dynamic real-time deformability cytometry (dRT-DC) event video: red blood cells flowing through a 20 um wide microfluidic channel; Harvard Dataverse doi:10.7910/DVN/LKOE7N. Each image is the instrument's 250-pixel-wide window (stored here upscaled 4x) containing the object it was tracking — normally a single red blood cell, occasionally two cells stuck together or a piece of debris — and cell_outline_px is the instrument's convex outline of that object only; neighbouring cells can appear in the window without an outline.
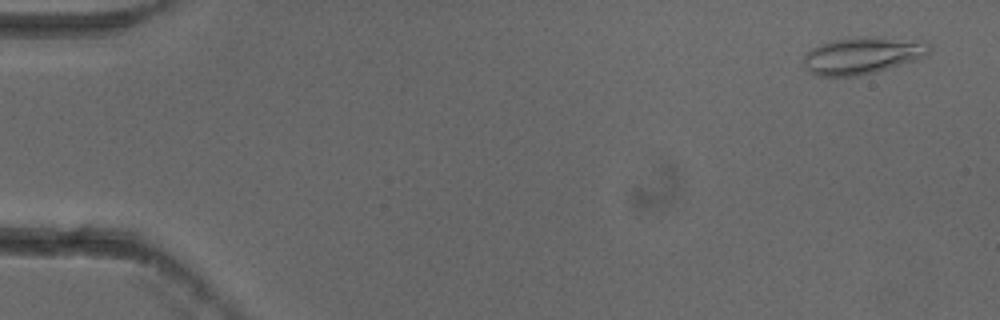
{"species": "common noctule bat (a hibernating species)", "species_latin": "Nyctalus noctula", "temperature_condition": "cold", "stored_images_in_passage": 54, "camera_frame_rate_fps": 3000, "um_per_image_px": 0.085, "animal": {"sex": "female"}, "frame": {"image": 1, "passage_image": 3, "time_ms": 0.667, "image_size_px": [1000, 320], "cell_outline_px": [[928, 52], [924, 56], [916, 60], [876, 72], [856, 76], [812, 76], [804, 64], [804, 56], [812, 48], [820, 44], [832, 40], [864, 36], [872, 36], [928, 40]], "centroid_in_image_um": [73.32, 4.71], "position_along_channel_um": 11.7, "area_um2": 27.34}}
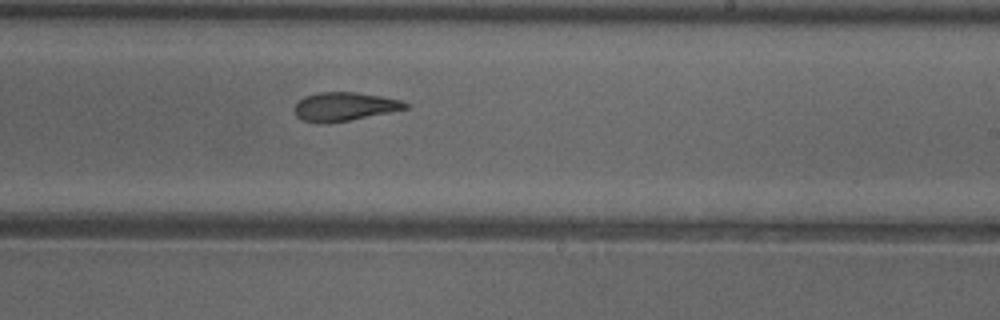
{"frame": {"image": 2, "passage_image": 33, "time_ms": 10.667, "image_size_px": [1000, 320], "cell_outline_px": [[408, 108], [328, 124], [320, 124], [300, 120], [296, 116], [292, 108], [304, 96], [320, 92], [356, 92], [380, 96], [400, 100], [408, 104]], "centroid_in_image_um": [29.19, 9.07], "position_along_channel_um": 259.8, "area_um2": 18.5}}
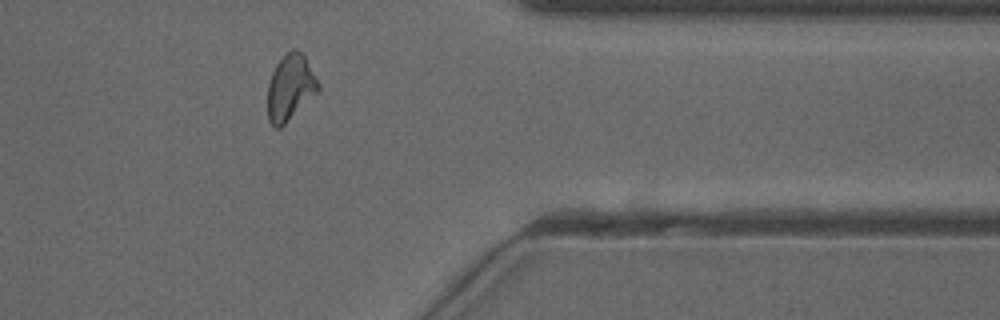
{"frame": {"image": 3, "passage_image": 44, "time_ms": 14.333, "image_size_px": [1000, 320], "cell_outline_px": [[320, 92], [280, 128], [276, 128], [268, 120], [268, 84], [272, 72], [276, 64], [292, 48], [296, 48], [304, 56], [320, 84]], "centroid_in_image_um": [24.69, 7.46], "position_along_channel_um": 386.7, "area_um2": 19.48}, "authors_computed_cell_mechanics": {"area_um2": 19.6231, "velocity_mm_per_s": 3.8485, "shape_relaxation_time_tau1_ms": 7.2431, "shape_relaxation_time_tau2_ms": 2.5939, "deformation_change_tau1": 0.2001, "deformation_change_tau2": 0.0924}}